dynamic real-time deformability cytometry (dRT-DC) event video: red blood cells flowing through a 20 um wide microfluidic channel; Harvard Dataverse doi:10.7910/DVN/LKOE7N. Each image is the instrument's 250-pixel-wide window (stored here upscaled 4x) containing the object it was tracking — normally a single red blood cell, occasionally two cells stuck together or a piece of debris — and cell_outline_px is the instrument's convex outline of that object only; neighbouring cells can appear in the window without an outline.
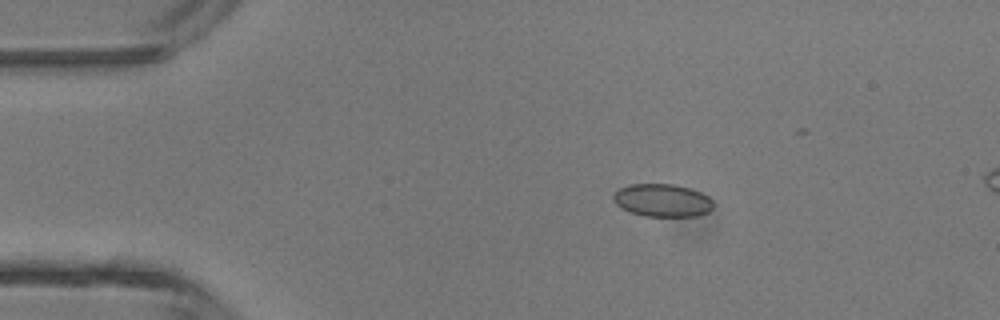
{"species": "common noctule bat (a hibernating species)", "species_latin": "Nyctalus noctula", "temperature_condition": "room temperature", "stored_images_in_passage": 5, "segment_of_instrument_passage": [1, 2], "camera_frame_rate_fps": 3000, "um_per_image_px": 0.085, "animal": {"sex": "male", "body_mass_g": 13.3}, "frame": {"image": 1, "passage_image": 3, "time_ms": 0.667, "image_size_px": [1000, 320], "cell_outline_px": [[712, 208], [708, 212], [696, 216], [644, 216], [620, 208], [612, 200], [612, 196], [620, 188], [628, 184], [672, 184], [688, 188], [700, 192], [708, 196], [712, 200]], "centroid_in_image_um": [56.27, 17.03], "position_along_channel_um": 28.7, "area_um2": 19.07}}